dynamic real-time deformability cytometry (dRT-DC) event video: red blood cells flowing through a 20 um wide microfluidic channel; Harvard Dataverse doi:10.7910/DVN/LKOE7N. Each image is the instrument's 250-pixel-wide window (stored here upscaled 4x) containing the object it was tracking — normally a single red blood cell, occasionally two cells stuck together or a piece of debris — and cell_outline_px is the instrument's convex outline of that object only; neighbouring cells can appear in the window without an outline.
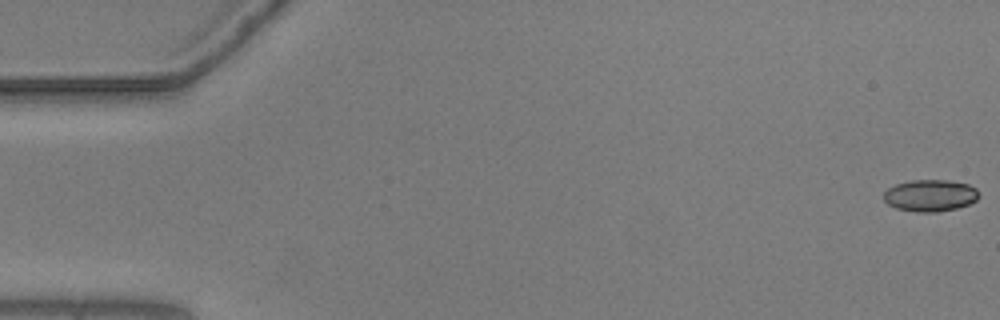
{"species": "common noctule bat (a hibernating species)", "species_latin": "Nyctalus noctula", "temperature_condition": "warm", "stored_images_in_passage": 56, "camera_frame_rate_fps": 3000, "um_per_image_px": 0.085, "animal": {"sex": "male", "body_mass_g": 20.5, "forearm_length_mm": 52.5}, "frame": {"image": 1, "passage_image": 1, "time_ms": 0.0, "image_size_px": [1000, 320], "cell_outline_px": [[980, 196], [976, 200], [968, 204], [956, 208], [940, 212], [916, 212], [896, 208], [888, 204], [884, 200], [884, 192], [888, 188], [896, 184], [912, 180], [948, 180], [968, 184], [976, 188]], "centroid_in_image_um": [79.07, 16.62], "position_along_channel_um": 5.9, "area_um2": 17.69}}
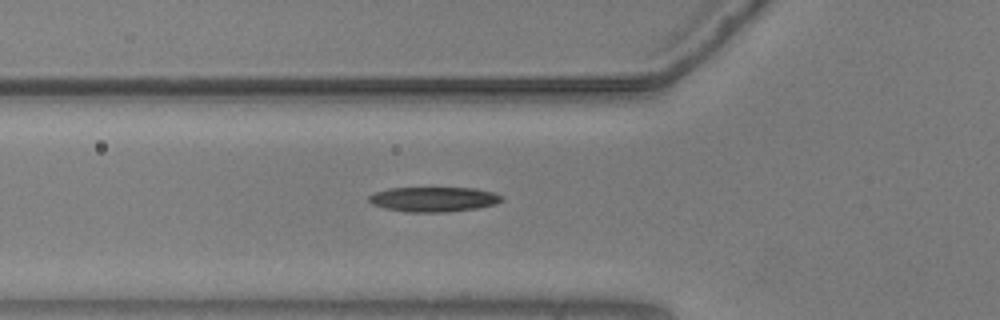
{"frame": {"image": 2, "passage_image": 20, "time_ms": 6.333, "image_size_px": [1000, 320], "cell_outline_px": [[504, 200], [496, 204], [476, 208], [448, 212], [408, 212], [384, 208], [372, 204], [368, 200], [368, 196], [376, 192], [388, 188], [476, 188], [496, 192], [504, 196]], "centroid_in_image_um": [36.91, 16.93], "position_along_channel_um": 88.9, "area_um2": 19.42}}
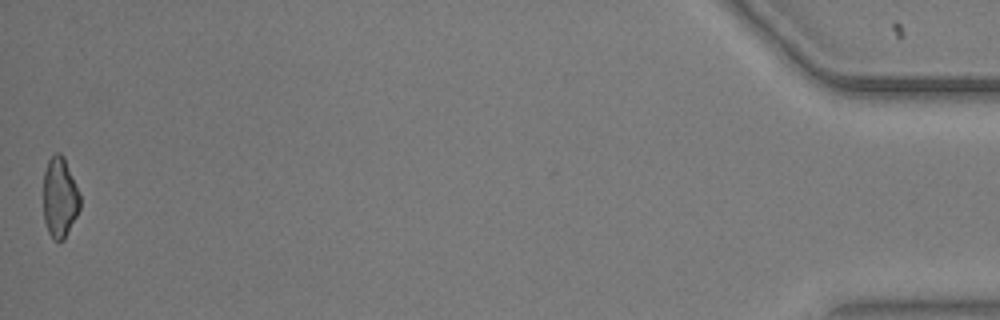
{"frame": {"image": 3, "passage_image": 56, "time_ms": 18.333, "image_size_px": [1000, 320], "cell_outline_px": [[80, 208], [64, 240], [52, 240], [48, 232], [44, 220], [44, 172], [48, 160], [56, 152], [60, 152], [64, 156], [80, 192]], "centroid_in_image_um": [5.09, 16.77], "position_along_channel_um": 430.1, "area_um2": 17.28}, "authors_computed_cell_mechanics": {"area_um2": 18.6116, "velocity_mm_per_s": 3.6561, "shape_relaxation_time_tau1_ms": 7.1555, "shape_relaxation_time_tau2_ms": 8.7449, "deformation_change_tau1": 0.2047, "deformation_change_tau2": 0.1921}}